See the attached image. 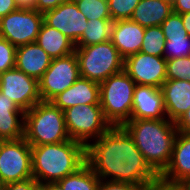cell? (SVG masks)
Wrapping results in <instances>:
<instances>
[{
    "instance_id": "35",
    "label": "cell",
    "mask_w": 190,
    "mask_h": 190,
    "mask_svg": "<svg viewBox=\"0 0 190 190\" xmlns=\"http://www.w3.org/2000/svg\"><path fill=\"white\" fill-rule=\"evenodd\" d=\"M178 132L190 135V108L175 122Z\"/></svg>"
},
{
    "instance_id": "1",
    "label": "cell",
    "mask_w": 190,
    "mask_h": 190,
    "mask_svg": "<svg viewBox=\"0 0 190 190\" xmlns=\"http://www.w3.org/2000/svg\"><path fill=\"white\" fill-rule=\"evenodd\" d=\"M86 163L100 180L131 183L140 188L159 182L123 126H111L86 146Z\"/></svg>"
},
{
    "instance_id": "26",
    "label": "cell",
    "mask_w": 190,
    "mask_h": 190,
    "mask_svg": "<svg viewBox=\"0 0 190 190\" xmlns=\"http://www.w3.org/2000/svg\"><path fill=\"white\" fill-rule=\"evenodd\" d=\"M87 20L111 19L107 0H73Z\"/></svg>"
},
{
    "instance_id": "9",
    "label": "cell",
    "mask_w": 190,
    "mask_h": 190,
    "mask_svg": "<svg viewBox=\"0 0 190 190\" xmlns=\"http://www.w3.org/2000/svg\"><path fill=\"white\" fill-rule=\"evenodd\" d=\"M42 23L43 13L17 9L0 19V37L16 48L36 42Z\"/></svg>"
},
{
    "instance_id": "39",
    "label": "cell",
    "mask_w": 190,
    "mask_h": 190,
    "mask_svg": "<svg viewBox=\"0 0 190 190\" xmlns=\"http://www.w3.org/2000/svg\"><path fill=\"white\" fill-rule=\"evenodd\" d=\"M140 190H171V185H166L159 181L156 184L141 188Z\"/></svg>"
},
{
    "instance_id": "14",
    "label": "cell",
    "mask_w": 190,
    "mask_h": 190,
    "mask_svg": "<svg viewBox=\"0 0 190 190\" xmlns=\"http://www.w3.org/2000/svg\"><path fill=\"white\" fill-rule=\"evenodd\" d=\"M167 118L161 88L136 85L133 94L131 119Z\"/></svg>"
},
{
    "instance_id": "8",
    "label": "cell",
    "mask_w": 190,
    "mask_h": 190,
    "mask_svg": "<svg viewBox=\"0 0 190 190\" xmlns=\"http://www.w3.org/2000/svg\"><path fill=\"white\" fill-rule=\"evenodd\" d=\"M0 178L5 184L33 178L31 145L24 138L0 141Z\"/></svg>"
},
{
    "instance_id": "43",
    "label": "cell",
    "mask_w": 190,
    "mask_h": 190,
    "mask_svg": "<svg viewBox=\"0 0 190 190\" xmlns=\"http://www.w3.org/2000/svg\"><path fill=\"white\" fill-rule=\"evenodd\" d=\"M49 190H62L57 183H49Z\"/></svg>"
},
{
    "instance_id": "42",
    "label": "cell",
    "mask_w": 190,
    "mask_h": 190,
    "mask_svg": "<svg viewBox=\"0 0 190 190\" xmlns=\"http://www.w3.org/2000/svg\"><path fill=\"white\" fill-rule=\"evenodd\" d=\"M33 190H49V183H39V182H36L33 185Z\"/></svg>"
},
{
    "instance_id": "28",
    "label": "cell",
    "mask_w": 190,
    "mask_h": 190,
    "mask_svg": "<svg viewBox=\"0 0 190 190\" xmlns=\"http://www.w3.org/2000/svg\"><path fill=\"white\" fill-rule=\"evenodd\" d=\"M190 56V36L183 38H166L163 57L168 59Z\"/></svg>"
},
{
    "instance_id": "25",
    "label": "cell",
    "mask_w": 190,
    "mask_h": 190,
    "mask_svg": "<svg viewBox=\"0 0 190 190\" xmlns=\"http://www.w3.org/2000/svg\"><path fill=\"white\" fill-rule=\"evenodd\" d=\"M165 44L166 38L161 26L146 27L140 52L163 57Z\"/></svg>"
},
{
    "instance_id": "4",
    "label": "cell",
    "mask_w": 190,
    "mask_h": 190,
    "mask_svg": "<svg viewBox=\"0 0 190 190\" xmlns=\"http://www.w3.org/2000/svg\"><path fill=\"white\" fill-rule=\"evenodd\" d=\"M24 139L31 146L70 140L63 111L51 101H40L25 111Z\"/></svg>"
},
{
    "instance_id": "23",
    "label": "cell",
    "mask_w": 190,
    "mask_h": 190,
    "mask_svg": "<svg viewBox=\"0 0 190 190\" xmlns=\"http://www.w3.org/2000/svg\"><path fill=\"white\" fill-rule=\"evenodd\" d=\"M100 178L85 163L76 172L66 176L56 183L62 190H98Z\"/></svg>"
},
{
    "instance_id": "21",
    "label": "cell",
    "mask_w": 190,
    "mask_h": 190,
    "mask_svg": "<svg viewBox=\"0 0 190 190\" xmlns=\"http://www.w3.org/2000/svg\"><path fill=\"white\" fill-rule=\"evenodd\" d=\"M172 12L171 0H140L132 13L131 20L145 28L161 26Z\"/></svg>"
},
{
    "instance_id": "5",
    "label": "cell",
    "mask_w": 190,
    "mask_h": 190,
    "mask_svg": "<svg viewBox=\"0 0 190 190\" xmlns=\"http://www.w3.org/2000/svg\"><path fill=\"white\" fill-rule=\"evenodd\" d=\"M100 106L111 126H123L131 119L135 82L123 70L99 83Z\"/></svg>"
},
{
    "instance_id": "10",
    "label": "cell",
    "mask_w": 190,
    "mask_h": 190,
    "mask_svg": "<svg viewBox=\"0 0 190 190\" xmlns=\"http://www.w3.org/2000/svg\"><path fill=\"white\" fill-rule=\"evenodd\" d=\"M80 77L75 52L52 59L49 68L39 80V93L42 101H51L59 93L69 88Z\"/></svg>"
},
{
    "instance_id": "41",
    "label": "cell",
    "mask_w": 190,
    "mask_h": 190,
    "mask_svg": "<svg viewBox=\"0 0 190 190\" xmlns=\"http://www.w3.org/2000/svg\"><path fill=\"white\" fill-rule=\"evenodd\" d=\"M184 28L187 30L188 35L190 36V12L180 14Z\"/></svg>"
},
{
    "instance_id": "44",
    "label": "cell",
    "mask_w": 190,
    "mask_h": 190,
    "mask_svg": "<svg viewBox=\"0 0 190 190\" xmlns=\"http://www.w3.org/2000/svg\"><path fill=\"white\" fill-rule=\"evenodd\" d=\"M5 183L0 178V190H5Z\"/></svg>"
},
{
    "instance_id": "17",
    "label": "cell",
    "mask_w": 190,
    "mask_h": 190,
    "mask_svg": "<svg viewBox=\"0 0 190 190\" xmlns=\"http://www.w3.org/2000/svg\"><path fill=\"white\" fill-rule=\"evenodd\" d=\"M145 27L131 19L113 22L111 42L125 60L141 50Z\"/></svg>"
},
{
    "instance_id": "13",
    "label": "cell",
    "mask_w": 190,
    "mask_h": 190,
    "mask_svg": "<svg viewBox=\"0 0 190 190\" xmlns=\"http://www.w3.org/2000/svg\"><path fill=\"white\" fill-rule=\"evenodd\" d=\"M43 22L62 32L74 44L78 42L88 24L86 16L77 8L73 0L44 12Z\"/></svg>"
},
{
    "instance_id": "6",
    "label": "cell",
    "mask_w": 190,
    "mask_h": 190,
    "mask_svg": "<svg viewBox=\"0 0 190 190\" xmlns=\"http://www.w3.org/2000/svg\"><path fill=\"white\" fill-rule=\"evenodd\" d=\"M80 77L101 83L124 70V59L108 40L95 45L75 46Z\"/></svg>"
},
{
    "instance_id": "33",
    "label": "cell",
    "mask_w": 190,
    "mask_h": 190,
    "mask_svg": "<svg viewBox=\"0 0 190 190\" xmlns=\"http://www.w3.org/2000/svg\"><path fill=\"white\" fill-rule=\"evenodd\" d=\"M37 181L34 178H29L23 181L10 182L5 185V190H33V185Z\"/></svg>"
},
{
    "instance_id": "7",
    "label": "cell",
    "mask_w": 190,
    "mask_h": 190,
    "mask_svg": "<svg viewBox=\"0 0 190 190\" xmlns=\"http://www.w3.org/2000/svg\"><path fill=\"white\" fill-rule=\"evenodd\" d=\"M63 113L70 139L85 146L111 127L100 104L75 105L65 109Z\"/></svg>"
},
{
    "instance_id": "38",
    "label": "cell",
    "mask_w": 190,
    "mask_h": 190,
    "mask_svg": "<svg viewBox=\"0 0 190 190\" xmlns=\"http://www.w3.org/2000/svg\"><path fill=\"white\" fill-rule=\"evenodd\" d=\"M18 9L35 10L37 7V0H15Z\"/></svg>"
},
{
    "instance_id": "15",
    "label": "cell",
    "mask_w": 190,
    "mask_h": 190,
    "mask_svg": "<svg viewBox=\"0 0 190 190\" xmlns=\"http://www.w3.org/2000/svg\"><path fill=\"white\" fill-rule=\"evenodd\" d=\"M190 177V135L177 133L169 165L159 175V181L174 186Z\"/></svg>"
},
{
    "instance_id": "2",
    "label": "cell",
    "mask_w": 190,
    "mask_h": 190,
    "mask_svg": "<svg viewBox=\"0 0 190 190\" xmlns=\"http://www.w3.org/2000/svg\"><path fill=\"white\" fill-rule=\"evenodd\" d=\"M123 127L132 136L145 161L160 175L169 165L178 130L164 119H130Z\"/></svg>"
},
{
    "instance_id": "40",
    "label": "cell",
    "mask_w": 190,
    "mask_h": 190,
    "mask_svg": "<svg viewBox=\"0 0 190 190\" xmlns=\"http://www.w3.org/2000/svg\"><path fill=\"white\" fill-rule=\"evenodd\" d=\"M175 190H190V177L181 180L176 183L174 186Z\"/></svg>"
},
{
    "instance_id": "20",
    "label": "cell",
    "mask_w": 190,
    "mask_h": 190,
    "mask_svg": "<svg viewBox=\"0 0 190 190\" xmlns=\"http://www.w3.org/2000/svg\"><path fill=\"white\" fill-rule=\"evenodd\" d=\"M25 112L0 92V141L24 138Z\"/></svg>"
},
{
    "instance_id": "30",
    "label": "cell",
    "mask_w": 190,
    "mask_h": 190,
    "mask_svg": "<svg viewBox=\"0 0 190 190\" xmlns=\"http://www.w3.org/2000/svg\"><path fill=\"white\" fill-rule=\"evenodd\" d=\"M165 38L188 37L180 14L172 12L161 24Z\"/></svg>"
},
{
    "instance_id": "12",
    "label": "cell",
    "mask_w": 190,
    "mask_h": 190,
    "mask_svg": "<svg viewBox=\"0 0 190 190\" xmlns=\"http://www.w3.org/2000/svg\"><path fill=\"white\" fill-rule=\"evenodd\" d=\"M124 71L136 85L161 88L166 78V59L138 52L124 60Z\"/></svg>"
},
{
    "instance_id": "34",
    "label": "cell",
    "mask_w": 190,
    "mask_h": 190,
    "mask_svg": "<svg viewBox=\"0 0 190 190\" xmlns=\"http://www.w3.org/2000/svg\"><path fill=\"white\" fill-rule=\"evenodd\" d=\"M70 0H37L36 11L44 13L46 11L55 9L59 5L66 3Z\"/></svg>"
},
{
    "instance_id": "37",
    "label": "cell",
    "mask_w": 190,
    "mask_h": 190,
    "mask_svg": "<svg viewBox=\"0 0 190 190\" xmlns=\"http://www.w3.org/2000/svg\"><path fill=\"white\" fill-rule=\"evenodd\" d=\"M17 9L15 0H0V19Z\"/></svg>"
},
{
    "instance_id": "29",
    "label": "cell",
    "mask_w": 190,
    "mask_h": 190,
    "mask_svg": "<svg viewBox=\"0 0 190 190\" xmlns=\"http://www.w3.org/2000/svg\"><path fill=\"white\" fill-rule=\"evenodd\" d=\"M112 21L131 19L140 0H107Z\"/></svg>"
},
{
    "instance_id": "3",
    "label": "cell",
    "mask_w": 190,
    "mask_h": 190,
    "mask_svg": "<svg viewBox=\"0 0 190 190\" xmlns=\"http://www.w3.org/2000/svg\"><path fill=\"white\" fill-rule=\"evenodd\" d=\"M32 175L39 183H56L86 163V146L76 140L31 146Z\"/></svg>"
},
{
    "instance_id": "16",
    "label": "cell",
    "mask_w": 190,
    "mask_h": 190,
    "mask_svg": "<svg viewBox=\"0 0 190 190\" xmlns=\"http://www.w3.org/2000/svg\"><path fill=\"white\" fill-rule=\"evenodd\" d=\"M51 102L62 111L75 105L100 104L99 83L79 77L72 86L55 96Z\"/></svg>"
},
{
    "instance_id": "36",
    "label": "cell",
    "mask_w": 190,
    "mask_h": 190,
    "mask_svg": "<svg viewBox=\"0 0 190 190\" xmlns=\"http://www.w3.org/2000/svg\"><path fill=\"white\" fill-rule=\"evenodd\" d=\"M173 12L183 14L190 12V0H171Z\"/></svg>"
},
{
    "instance_id": "22",
    "label": "cell",
    "mask_w": 190,
    "mask_h": 190,
    "mask_svg": "<svg viewBox=\"0 0 190 190\" xmlns=\"http://www.w3.org/2000/svg\"><path fill=\"white\" fill-rule=\"evenodd\" d=\"M36 43L52 59L64 57L75 52V44L68 37L56 28L46 25L44 22L41 25Z\"/></svg>"
},
{
    "instance_id": "11",
    "label": "cell",
    "mask_w": 190,
    "mask_h": 190,
    "mask_svg": "<svg viewBox=\"0 0 190 190\" xmlns=\"http://www.w3.org/2000/svg\"><path fill=\"white\" fill-rule=\"evenodd\" d=\"M0 92L14 101L24 112L42 101L39 81L16 68L0 73Z\"/></svg>"
},
{
    "instance_id": "27",
    "label": "cell",
    "mask_w": 190,
    "mask_h": 190,
    "mask_svg": "<svg viewBox=\"0 0 190 190\" xmlns=\"http://www.w3.org/2000/svg\"><path fill=\"white\" fill-rule=\"evenodd\" d=\"M166 78L190 82V56L166 60Z\"/></svg>"
},
{
    "instance_id": "19",
    "label": "cell",
    "mask_w": 190,
    "mask_h": 190,
    "mask_svg": "<svg viewBox=\"0 0 190 190\" xmlns=\"http://www.w3.org/2000/svg\"><path fill=\"white\" fill-rule=\"evenodd\" d=\"M51 61L52 58L36 42L16 48L15 68L38 81Z\"/></svg>"
},
{
    "instance_id": "24",
    "label": "cell",
    "mask_w": 190,
    "mask_h": 190,
    "mask_svg": "<svg viewBox=\"0 0 190 190\" xmlns=\"http://www.w3.org/2000/svg\"><path fill=\"white\" fill-rule=\"evenodd\" d=\"M112 19H94L88 21L86 29L75 46H88L111 40Z\"/></svg>"
},
{
    "instance_id": "31",
    "label": "cell",
    "mask_w": 190,
    "mask_h": 190,
    "mask_svg": "<svg viewBox=\"0 0 190 190\" xmlns=\"http://www.w3.org/2000/svg\"><path fill=\"white\" fill-rule=\"evenodd\" d=\"M16 47L0 37V73L15 68Z\"/></svg>"
},
{
    "instance_id": "32",
    "label": "cell",
    "mask_w": 190,
    "mask_h": 190,
    "mask_svg": "<svg viewBox=\"0 0 190 190\" xmlns=\"http://www.w3.org/2000/svg\"><path fill=\"white\" fill-rule=\"evenodd\" d=\"M139 186L125 182L101 180L98 190H140Z\"/></svg>"
},
{
    "instance_id": "18",
    "label": "cell",
    "mask_w": 190,
    "mask_h": 190,
    "mask_svg": "<svg viewBox=\"0 0 190 190\" xmlns=\"http://www.w3.org/2000/svg\"><path fill=\"white\" fill-rule=\"evenodd\" d=\"M161 90L167 118L175 123L190 108V82L167 79Z\"/></svg>"
}]
</instances>
